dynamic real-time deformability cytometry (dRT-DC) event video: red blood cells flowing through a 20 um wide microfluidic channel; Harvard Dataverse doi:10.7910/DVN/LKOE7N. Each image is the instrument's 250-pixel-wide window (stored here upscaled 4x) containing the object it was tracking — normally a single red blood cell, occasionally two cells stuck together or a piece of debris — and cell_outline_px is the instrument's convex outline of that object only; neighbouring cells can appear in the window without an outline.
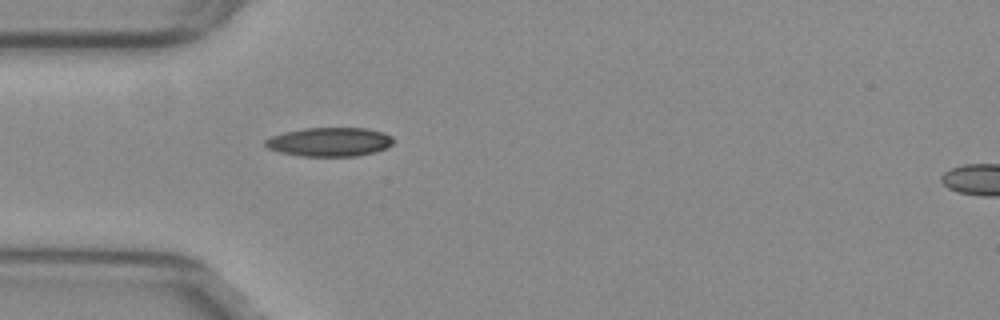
{"species": "common noctule bat (a hibernating species)", "species_latin": "Nyctalus noctula", "temperature_condition": "warm", "stored_images_in_passage": 39, "camera_frame_rate_fps": 3000, "um_per_image_px": 0.085, "animal": {"sex": "female", "body_mass_g": 29.2, "forearm_length_mm": 56.3}, "frame": {"image": 1, "passage_image": 1, "time_ms": 0.0, "image_size_px": [1000, 320], "cell_outline_px": [[392, 144], [376, 152], [356, 156], [300, 156], [280, 152], [268, 148], [264, 144], [264, 140], [272, 136], [284, 132], [304, 128], [368, 128], [384, 132], [392, 136]], "centroid_in_image_um": [28.01, 12.06], "position_along_channel_um": 57.0, "area_um2": 21.62}}
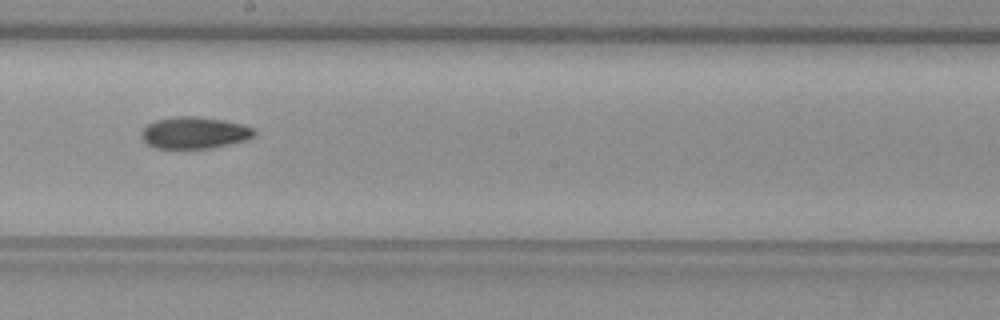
{"frame": {"image": 2, "passage_image": 15, "time_ms": 4.667, "image_size_px": [1000, 320], "cell_outline_px": [[256, 132], [252, 136], [244, 140], [212, 148], [156, 148], [148, 144], [140, 136], [140, 132], [148, 124], [156, 120], [172, 116], [196, 116], [224, 120], [240, 124], [252, 128]], "centroid_in_image_um": [16.47, 11.27], "position_along_channel_um": 231.7, "area_um2": 20.69}}
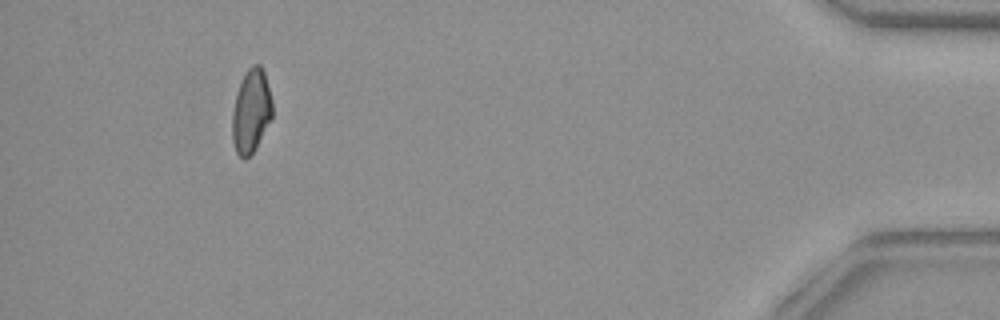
{"frame": {"image": 3, "passage_image": 35, "time_ms": 11.333, "image_size_px": [1000, 320], "cell_outline_px": [[272, 116], [256, 148], [244, 160], [236, 152], [232, 140], [232, 112], [236, 92], [240, 80], [248, 68], [252, 64], [260, 64], [264, 72], [272, 100]], "centroid_in_image_um": [21.33, 9.42], "position_along_channel_um": 413.9, "area_um2": 19.59}}